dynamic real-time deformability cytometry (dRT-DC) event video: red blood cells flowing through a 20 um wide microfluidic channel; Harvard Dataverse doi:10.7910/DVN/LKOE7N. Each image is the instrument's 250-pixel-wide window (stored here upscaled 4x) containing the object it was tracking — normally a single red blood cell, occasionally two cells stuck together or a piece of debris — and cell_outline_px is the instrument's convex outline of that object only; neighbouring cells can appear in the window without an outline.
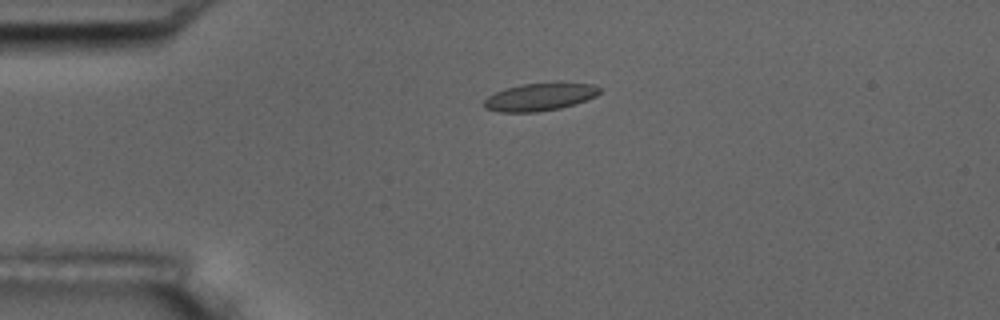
{"species": "common noctule bat (a hibernating species)", "species_latin": "Nyctalus noctula", "temperature_condition": "room temperature", "stored_images_in_passage": 2, "camera_frame_rate_fps": 3000, "um_per_image_px": 0.085, "animal": {"sex": "male", "body_mass_g": 17.5, "forearm_length_mm": 52.3}, "frame": {"image": 1, "passage_image": 1, "time_ms": 0.0, "image_size_px": [1000, 320], "cell_outline_px": [[600, 92], [596, 96], [560, 108], [536, 112], [500, 112], [484, 108], [484, 100], [488, 96], [504, 88], [524, 84], [556, 80], [560, 80], [592, 84], [600, 88]], "centroid_in_image_um": [45.9, 8.19], "position_along_channel_um": 39.1, "area_um2": 19.07}}